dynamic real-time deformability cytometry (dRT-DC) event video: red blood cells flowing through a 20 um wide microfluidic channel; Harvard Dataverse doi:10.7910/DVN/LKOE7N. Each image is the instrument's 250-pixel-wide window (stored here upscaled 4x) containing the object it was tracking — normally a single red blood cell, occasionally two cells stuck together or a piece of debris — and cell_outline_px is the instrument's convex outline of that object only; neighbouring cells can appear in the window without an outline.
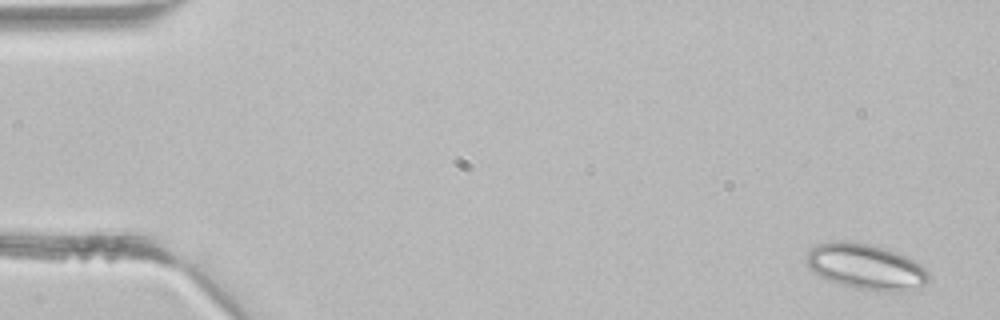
{"species": "common noctule bat (a hibernating species)", "species_latin": "Nyctalus noctula", "temperature_condition": "room temperature", "stored_images_in_passage": 4, "camera_frame_rate_fps": 3000, "um_per_image_px": 0.085, "animal": {"sex": "male", "body_mass_g": 21.5, "forearm_length_mm": 52.0}, "frame": {"image": 1, "passage_image": 1, "time_ms": 0.0, "image_size_px": [1000, 320], "cell_outline_px": [[928, 280], [924, 288], [920, 292], [876, 292], [856, 288], [840, 284], [828, 280], [812, 272], [808, 268], [804, 260], [808, 252], [816, 244], [836, 240], [852, 240], [884, 248], [896, 252], [920, 264], [928, 272]], "centroid_in_image_um": [73.62, 22.7], "position_along_channel_um": 11.4, "area_um2": 33.41}}